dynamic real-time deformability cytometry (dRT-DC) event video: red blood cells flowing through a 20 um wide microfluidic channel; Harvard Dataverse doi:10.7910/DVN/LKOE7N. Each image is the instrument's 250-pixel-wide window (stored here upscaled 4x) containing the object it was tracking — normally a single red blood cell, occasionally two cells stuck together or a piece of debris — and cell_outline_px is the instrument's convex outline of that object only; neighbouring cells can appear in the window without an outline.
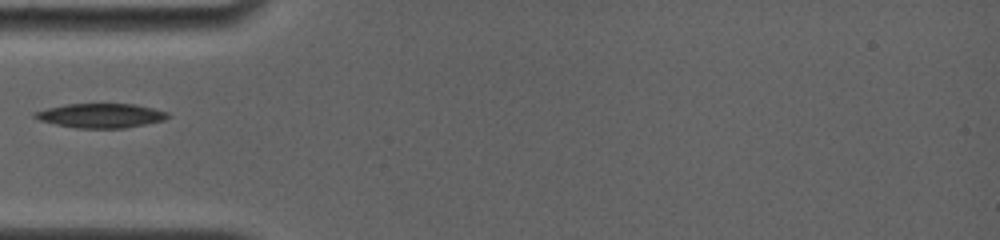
{"species": "common noctule bat (a hibernating species)", "species_latin": "Nyctalus noctula", "temperature_condition": "room temperature", "stored_images_in_passage": 1, "camera_frame_rate_fps": 4000, "um_per_image_px": 0.085, "animal": {"sex": "female", "body_mass_g": 19.0, "forearm_length_mm": 56.7}, "frame": {"image": 1, "passage_image": 1, "time_ms": 0.0, "image_size_px": [1000, 240], "cell_outline_px": [[168, 116], [164, 120], [124, 128], [76, 128], [56, 124], [40, 120], [32, 116], [32, 112], [48, 108], [68, 104], [132, 104], [152, 108], [168, 112]], "centroid_in_image_um": [8.53, 9.83], "position_along_channel_um": 76.5, "area_um2": 18.61}}